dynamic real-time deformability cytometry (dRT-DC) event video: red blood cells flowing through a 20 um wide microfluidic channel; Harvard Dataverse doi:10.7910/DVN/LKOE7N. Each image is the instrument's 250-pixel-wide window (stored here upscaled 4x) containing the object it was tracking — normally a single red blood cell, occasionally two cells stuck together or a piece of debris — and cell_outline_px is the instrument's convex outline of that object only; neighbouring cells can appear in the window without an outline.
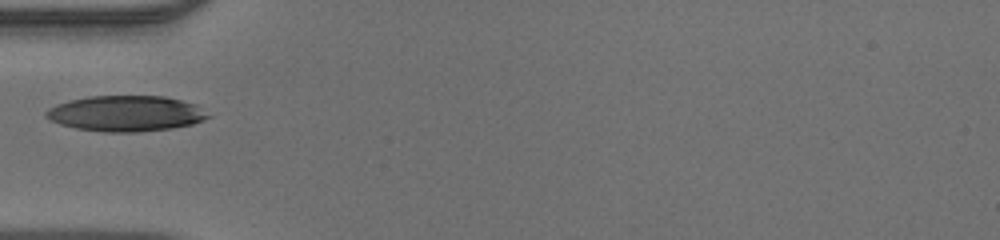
{"species": "human", "species_latin": "Homo sapiens", "temperature_condition": "warm", "stored_images_in_passage": 32, "camera_frame_rate_fps": 3000, "um_per_image_px": 0.085, "donor": {"sex": "male"}, "frame": {"image": 1, "passage_image": 1, "time_ms": 0.0, "image_size_px": [1000, 240], "cell_outline_px": [[212, 116], [204, 120], [192, 124], [172, 128], [136, 132], [104, 132], [76, 128], [60, 124], [44, 116], [44, 112], [48, 108], [56, 104], [88, 96], [164, 96], [196, 104]], "centroid_in_image_um": [10.71, 9.65], "position_along_channel_um": 74.3, "area_um2": 33.7}}
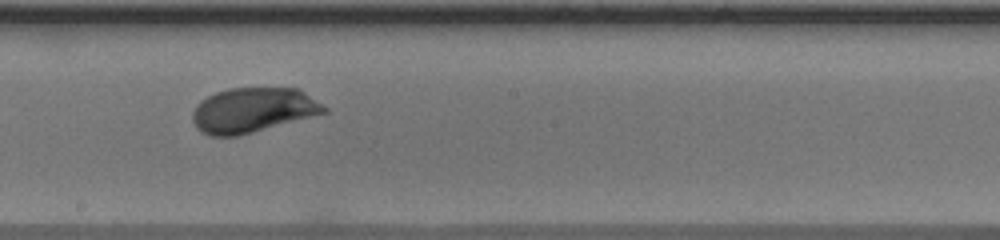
{"frame": {"image": 2, "passage_image": 12, "time_ms": 3.667, "image_size_px": [1000, 240], "cell_outline_px": [[328, 112], [252, 132], [236, 136], [208, 136], [200, 132], [196, 128], [192, 120], [192, 112], [196, 104], [200, 100], [216, 92], [228, 88], [296, 88], [304, 92], [328, 108]], "centroid_in_image_um": [21.45, 9.36], "position_along_channel_um": 226.8, "area_um2": 34.33}}
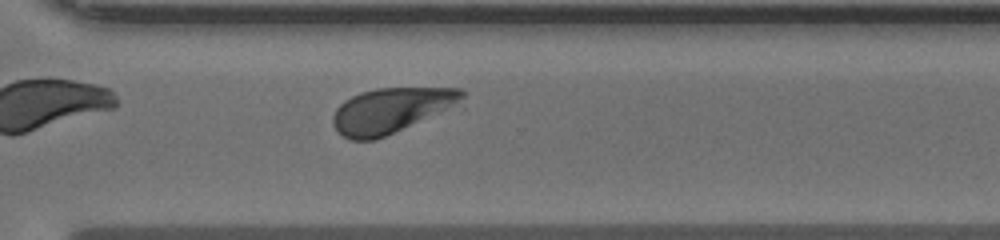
{"frame": {"image": 3, "passage_image": 20, "time_ms": 6.333, "image_size_px": [1000, 240], "cell_outline_px": [[464, 96], [444, 108], [376, 140], [352, 140], [344, 136], [332, 124], [332, 116], [336, 108], [344, 100], [360, 92], [376, 88], [464, 88]], "centroid_in_image_um": [33.08, 9.36], "position_along_channel_um": 337.5, "area_um2": 32.48}}